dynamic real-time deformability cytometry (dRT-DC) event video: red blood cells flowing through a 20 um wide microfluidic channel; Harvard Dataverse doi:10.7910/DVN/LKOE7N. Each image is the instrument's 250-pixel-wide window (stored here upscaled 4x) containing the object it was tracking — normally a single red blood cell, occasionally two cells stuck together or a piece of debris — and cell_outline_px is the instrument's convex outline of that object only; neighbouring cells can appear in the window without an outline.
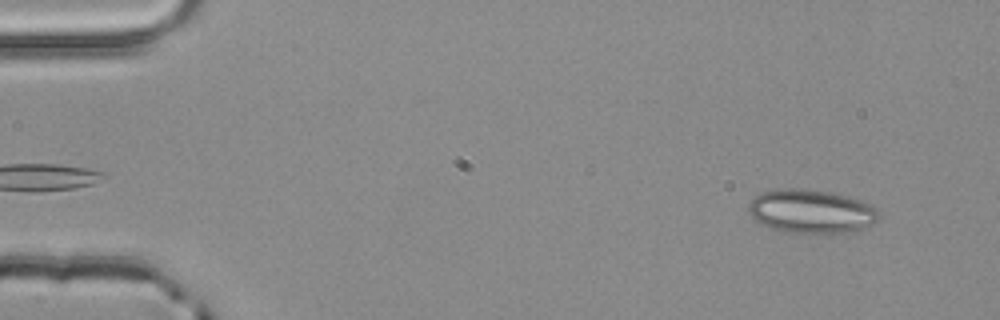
{"species": "common noctule bat (a hibernating species)", "species_latin": "Nyctalus noctula", "temperature_condition": "room temperature", "stored_images_in_passage": 53, "camera_frame_rate_fps": 3000, "um_per_image_px": 0.085, "animal": {"sex": "male", "body_mass_g": 20.4}, "frame": {"image": 1, "passage_image": 4, "time_ms": 1.0, "image_size_px": [1000, 320], "cell_outline_px": [[880, 220], [872, 224], [852, 232], [788, 232], [772, 228], [760, 224], [748, 212], [748, 204], [760, 192], [788, 188], [796, 188], [832, 192], [848, 196], [872, 204], [880, 212]], "centroid_in_image_um": [68.99, 17.95], "position_along_channel_um": 16.0, "area_um2": 33.12}}
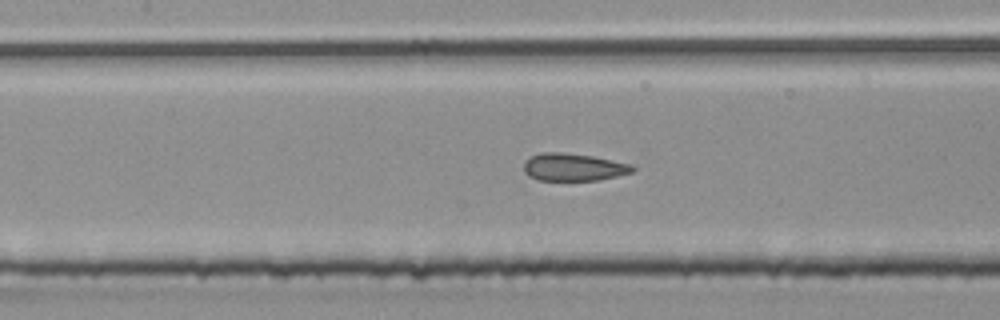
{"frame": {"image": 2, "passage_image": 24, "time_ms": 7.667, "image_size_px": [1000, 320], "cell_outline_px": [[636, 168], [632, 172], [616, 176], [596, 180], [536, 180], [528, 176], [524, 172], [524, 164], [532, 156], [540, 152], [564, 152], [592, 156], [632, 164]], "centroid_in_image_um": [48.74, 14.2], "position_along_channel_um": 158.7, "area_um2": 17.4}}
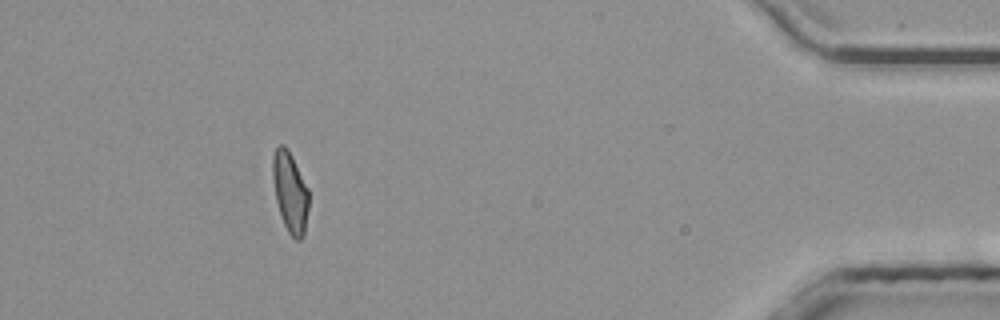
{"frame": {"image": 3, "passage_image": 48, "time_ms": 15.667, "image_size_px": [1000, 320], "cell_outline_px": [[308, 208], [304, 236], [300, 240], [296, 240], [288, 232], [280, 216], [276, 200], [272, 176], [272, 156], [276, 148], [280, 144], [284, 144], [288, 148], [308, 188]], "centroid_in_image_um": [24.65, 16.32], "position_along_channel_um": 410.6, "area_um2": 16.99}, "authors_computed_cell_mechanics": {"area_um2": 18.0336, "velocity_mm_per_s": 3.913, "shape_relaxation_time_tau1_ms": null, "shape_relaxation_time_tau2_ms": 1.7063, "deformation_change_tau1": null, "deformation_change_tau2": 0.0842}}